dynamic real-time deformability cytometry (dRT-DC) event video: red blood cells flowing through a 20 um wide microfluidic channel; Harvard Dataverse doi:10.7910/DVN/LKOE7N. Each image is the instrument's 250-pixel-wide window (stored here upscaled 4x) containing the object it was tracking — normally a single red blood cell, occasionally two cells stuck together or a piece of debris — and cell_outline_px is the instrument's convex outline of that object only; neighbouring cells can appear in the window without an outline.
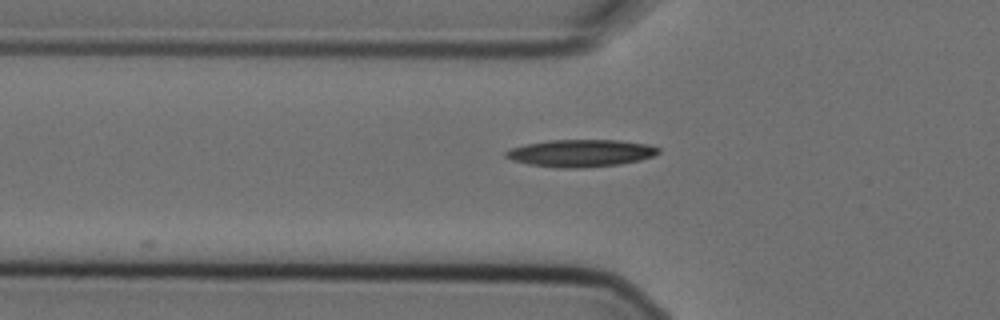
{"species": "Egyptian fruit bat (a non-hibernating species)", "species_latin": "Rousettus aegyptiacus", "temperature_condition": "cold", "stored_images_in_passage": 2, "camera_frame_rate_fps": 3000, "um_per_image_px": 0.085, "animal": {"sex": "female"}, "frame": {"image": 1, "passage_image": 2, "time_ms": 0.333, "image_size_px": [1000, 320], "cell_outline_px": [[660, 152], [652, 156], [640, 160], [620, 164], [584, 168], [556, 168], [528, 164], [512, 160], [504, 156], [504, 152], [512, 148], [524, 144], [548, 140], [620, 140], [644, 144], [660, 148]], "centroid_in_image_um": [49.33, 13.02], "position_along_channel_um": 76.5, "area_um2": 24.33}}